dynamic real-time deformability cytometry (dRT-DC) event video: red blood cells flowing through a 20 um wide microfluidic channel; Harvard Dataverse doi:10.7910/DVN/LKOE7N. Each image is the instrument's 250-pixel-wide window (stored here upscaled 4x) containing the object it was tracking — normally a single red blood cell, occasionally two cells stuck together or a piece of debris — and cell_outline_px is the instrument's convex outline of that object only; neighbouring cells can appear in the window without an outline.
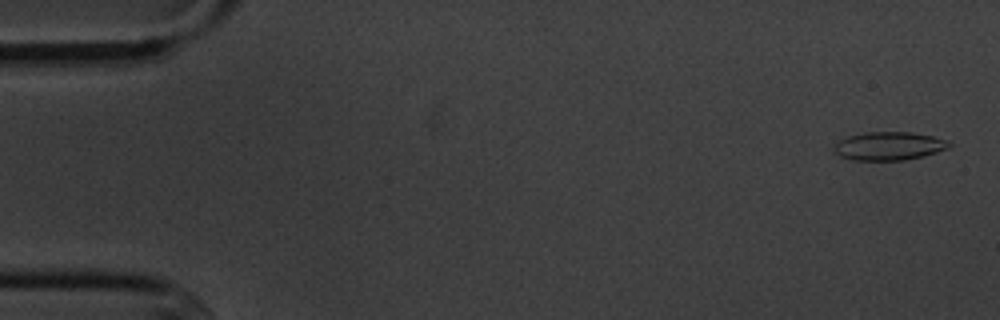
{"species": "common noctule bat (a hibernating species)", "species_latin": "Nyctalus noctula", "temperature_condition": "cold", "stored_images_in_passage": 6, "camera_frame_rate_fps": 3000, "um_per_image_px": 0.085, "animal": {"sex": "male", "body_mass_g": 20.1, "forearm_length_mm": 53.5}, "frame": {"image": 1, "passage_image": 1, "time_ms": 0.0, "image_size_px": [1000, 320], "cell_outline_px": [[952, 144], [948, 148], [924, 156], [904, 160], [852, 160], [840, 156], [832, 148], [840, 140], [848, 136], [864, 132], [912, 132], [932, 136], [948, 140]], "centroid_in_image_um": [75.57, 12.41], "position_along_channel_um": 9.4, "area_um2": 19.02}}